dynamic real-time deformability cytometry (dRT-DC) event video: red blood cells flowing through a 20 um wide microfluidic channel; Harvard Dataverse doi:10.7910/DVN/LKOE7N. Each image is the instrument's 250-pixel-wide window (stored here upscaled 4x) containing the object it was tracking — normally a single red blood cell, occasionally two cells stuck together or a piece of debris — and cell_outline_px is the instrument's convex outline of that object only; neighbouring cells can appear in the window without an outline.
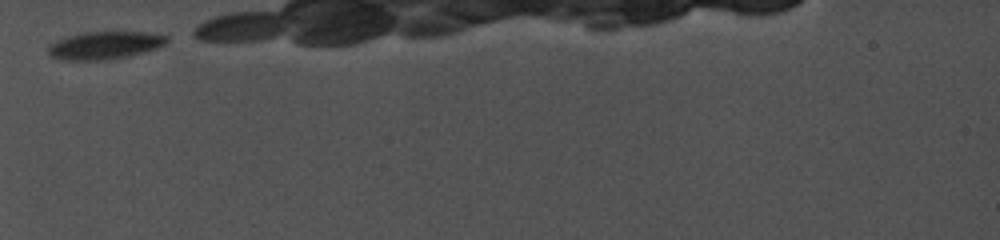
{"species": "common noctule bat (a hibernating species)", "species_latin": "Nyctalus noctula", "temperature_condition": "cold", "stored_images_in_passage": 21, "camera_frame_rate_fps": 5000, "um_per_image_px": 0.085, "animal": {"sex": "female", "body_mass_g": 19.0, "forearm_length_mm": 56.7}, "frame": {"image": 1, "passage_image": 1, "time_ms": 0.0, "image_size_px": [1000, 240], "cell_outline_px": [[168, 40], [164, 44], [156, 48], [144, 52], [128, 56], [108, 60], [60, 60], [48, 56], [48, 44], [56, 40], [68, 36], [84, 32], [148, 32], [168, 36]], "centroid_in_image_um": [8.85, 3.86], "position_along_channel_um": 76.1, "area_um2": 19.31}}